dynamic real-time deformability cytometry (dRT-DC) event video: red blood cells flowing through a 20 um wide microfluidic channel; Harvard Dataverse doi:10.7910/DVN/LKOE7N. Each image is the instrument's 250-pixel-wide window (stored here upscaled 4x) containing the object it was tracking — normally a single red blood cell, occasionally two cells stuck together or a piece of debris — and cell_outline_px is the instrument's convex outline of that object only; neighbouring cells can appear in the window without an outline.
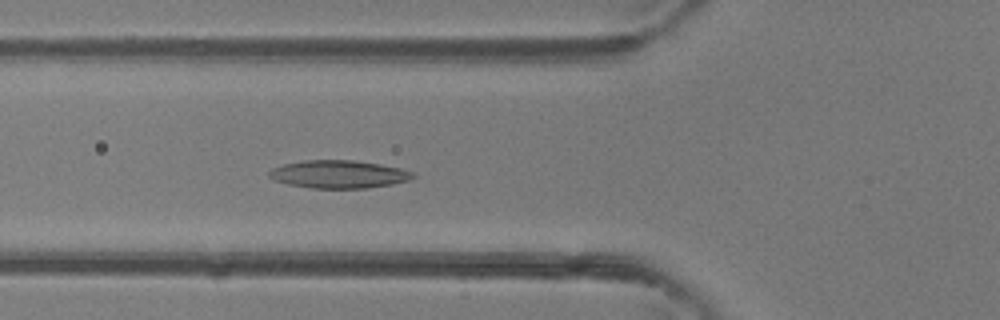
{"species": "common noctule bat (a hibernating species)", "species_latin": "Nyctalus noctula", "temperature_condition": "room temperature", "stored_images_in_passage": 36, "camera_frame_rate_fps": 3000, "um_per_image_px": 0.085, "animal": {"sex": "female"}, "frame": {"image": 1, "passage_image": 9, "time_ms": 2.667, "image_size_px": [1000, 320], "cell_outline_px": [[416, 176], [408, 180], [392, 184], [364, 188], [312, 188], [288, 184], [276, 180], [268, 176], [268, 172], [272, 168], [284, 164], [304, 160], [356, 160], [380, 164], [400, 168], [416, 172]], "centroid_in_image_um": [28.81, 14.8], "position_along_channel_um": 97.0, "area_um2": 23.35}}
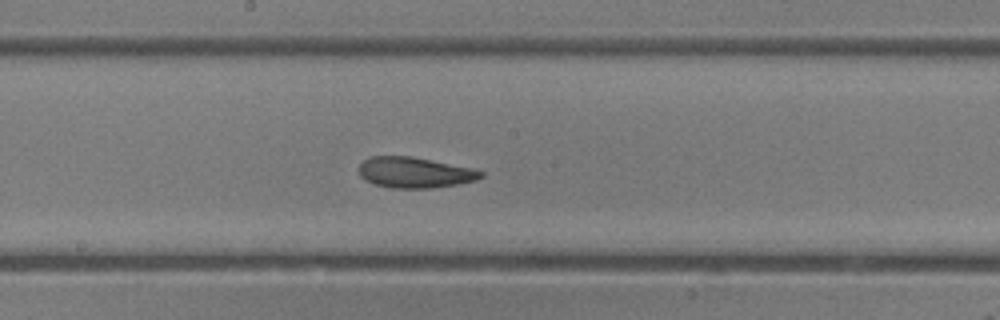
{"frame": {"image": 2, "passage_image": 17, "time_ms": 5.333, "image_size_px": [1000, 320], "cell_outline_px": [[484, 176], [476, 180], [456, 184], [432, 188], [392, 188], [376, 184], [364, 180], [360, 176], [356, 168], [364, 160], [372, 156], [412, 156], [472, 168], [484, 172]], "centroid_in_image_um": [35.22, 14.66], "position_along_channel_um": 213.0, "area_um2": 21.91}}
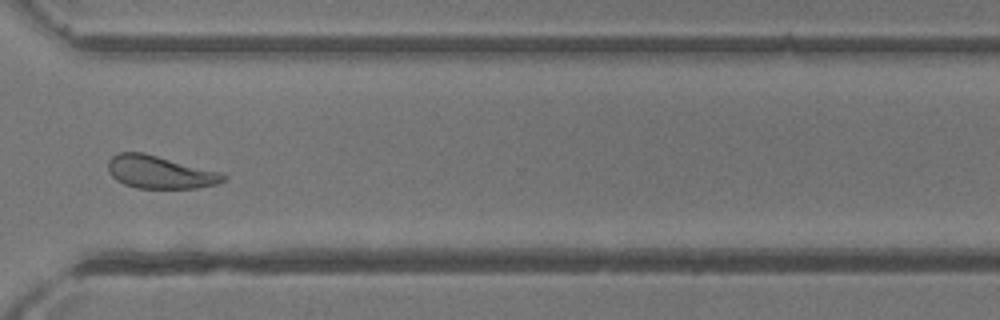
{"frame": {"image": 3, "passage_image": 27, "time_ms": 8.667, "image_size_px": [1000, 320], "cell_outline_px": [[228, 180], [216, 184], [196, 188], [136, 188], [124, 184], [116, 180], [108, 172], [108, 160], [112, 156], [120, 152], [144, 152], [220, 172], [228, 176]], "centroid_in_image_um": [13.59, 14.63], "position_along_channel_um": 357.0, "area_um2": 22.14}, "authors_computed_cell_mechanics": {"area_um2": 22.0218, "velocity_mm_per_s": 4.3306, "shape_relaxation_time_tau1_ms": 4.081, "shape_relaxation_time_tau2_ms": 3.5715, "deformation_change_tau1": 0.1369, "deformation_change_tau2": 0.1211}}